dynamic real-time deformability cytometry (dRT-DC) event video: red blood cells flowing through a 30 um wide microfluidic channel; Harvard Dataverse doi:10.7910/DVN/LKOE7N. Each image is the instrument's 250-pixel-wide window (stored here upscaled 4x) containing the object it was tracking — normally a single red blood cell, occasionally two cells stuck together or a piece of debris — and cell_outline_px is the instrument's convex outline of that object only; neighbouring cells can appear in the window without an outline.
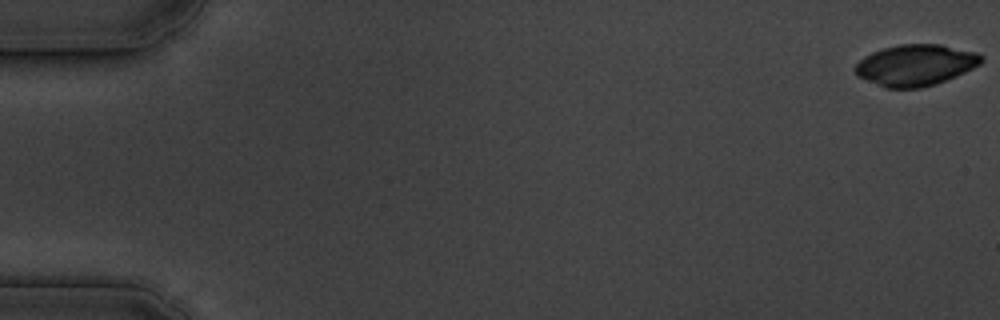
{"species": "common noctule bat (a hibernating species)", "species_latin": "Nyctalus noctula", "temperature_condition": "cold", "stored_images_in_passage": 52, "camera_frame_rate_fps": 3000, "um_per_image_px": 0.085, "animal": {"sex": "male", "body_mass_g": 19.5, "forearm_length_mm": 54.6}, "frame": {"image": 1, "passage_image": 1, "time_ms": 0.0, "image_size_px": [1000, 320], "cell_outline_px": [[984, 60], [980, 64], [956, 76], [936, 84], [920, 88], [884, 88], [856, 76], [852, 68], [864, 56], [872, 52], [884, 48], [900, 44], [940, 44], [980, 52], [984, 56]], "centroid_in_image_um": [77.82, 5.53], "position_along_channel_um": 7.2, "area_um2": 30.69}}